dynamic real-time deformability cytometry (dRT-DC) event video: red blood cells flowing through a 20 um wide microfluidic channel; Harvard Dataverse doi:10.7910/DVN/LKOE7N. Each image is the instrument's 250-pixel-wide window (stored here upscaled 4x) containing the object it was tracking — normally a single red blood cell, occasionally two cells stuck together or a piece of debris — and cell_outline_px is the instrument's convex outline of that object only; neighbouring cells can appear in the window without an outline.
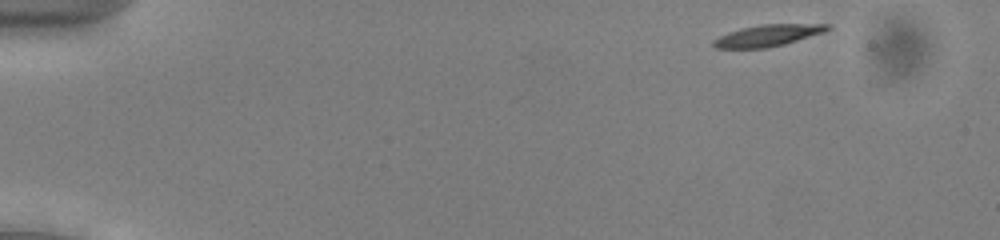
{"species": "common noctule bat (a hibernating species)", "species_latin": "Nyctalus noctula", "temperature_condition": "cold", "stored_images_in_passage": 48, "camera_frame_rate_fps": 3000, "um_per_image_px": 0.085, "animal": {"sex": "male", "body_mass_g": 13.0, "forearm_length_mm": 53.1}, "frame": {"image": 1, "passage_image": 1, "time_ms": 0.0, "image_size_px": [1000, 240], "cell_outline_px": [[832, 28], [824, 32], [784, 44], [768, 48], [716, 48], [712, 44], [712, 40], [728, 32], [740, 28], [760, 24], [832, 24]], "centroid_in_image_um": [65.27, 3.01], "position_along_channel_um": 19.7, "area_um2": 14.39}}
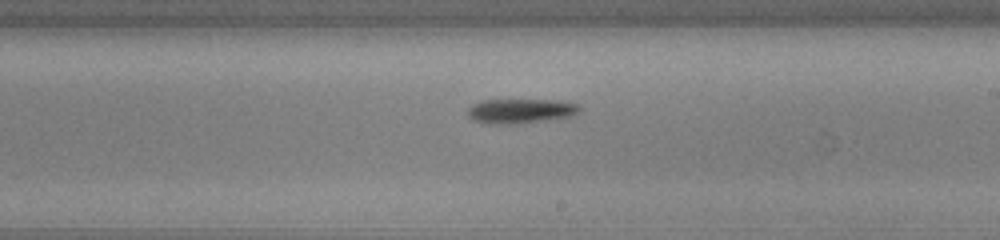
{"frame": {"image": 2, "passage_image": 27, "time_ms": 8.667, "image_size_px": [1000, 240], "cell_outline_px": [[580, 112], [576, 116], [516, 124], [492, 124], [472, 120], [468, 116], [468, 108], [472, 104], [480, 100], [556, 100], [580, 104]], "centroid_in_image_um": [44.28, 9.43], "position_along_channel_um": 244.7, "area_um2": 16.3}}
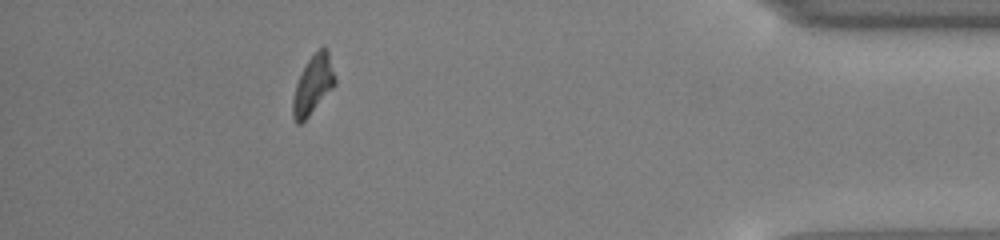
{"frame": {"image": 3, "passage_image": 43, "time_ms": 14.0, "image_size_px": [1000, 240], "cell_outline_px": [[336, 84], [308, 116], [300, 124], [296, 124], [292, 116], [292, 100], [296, 84], [308, 60], [324, 44], [328, 52], [336, 80]], "centroid_in_image_um": [26.6, 7.22], "position_along_channel_um": 408.6, "area_um2": 14.1}, "authors_computed_cell_mechanics": {"area_um2": 15.0569, "velocity_mm_per_s": 3.9298, "shape_relaxation_time_tau1_ms": 4.8116, "shape_relaxation_time_tau2_ms": 2.1897, "deformation_change_tau1": 0.137, "deformation_change_tau2": 0.0913}}